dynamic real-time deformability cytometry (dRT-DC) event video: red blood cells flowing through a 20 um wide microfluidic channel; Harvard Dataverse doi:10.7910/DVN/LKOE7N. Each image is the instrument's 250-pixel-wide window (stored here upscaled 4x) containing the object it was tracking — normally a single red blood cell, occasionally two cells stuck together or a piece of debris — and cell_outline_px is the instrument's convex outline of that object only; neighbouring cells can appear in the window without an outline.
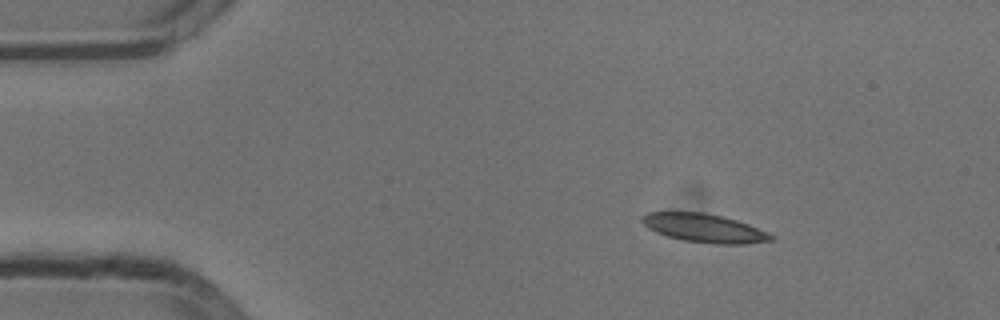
{"species": "common noctule bat (a hibernating species)", "species_latin": "Nyctalus noctula", "temperature_condition": "cold", "stored_images_in_passage": 47, "camera_frame_rate_fps": 3000, "um_per_image_px": 0.085, "animal": {"sex": "male", "body_mass_g": 13.3}, "frame": {"image": 1, "passage_image": 1, "time_ms": 0.0, "image_size_px": [1000, 320], "cell_outline_px": [[776, 236], [772, 240], [744, 244], [712, 244], [680, 240], [656, 232], [648, 228], [640, 220], [648, 212], [704, 212], [736, 220], [748, 224], [768, 232]], "centroid_in_image_um": [59.87, 19.4], "position_along_channel_um": 25.1, "area_um2": 21.44}}
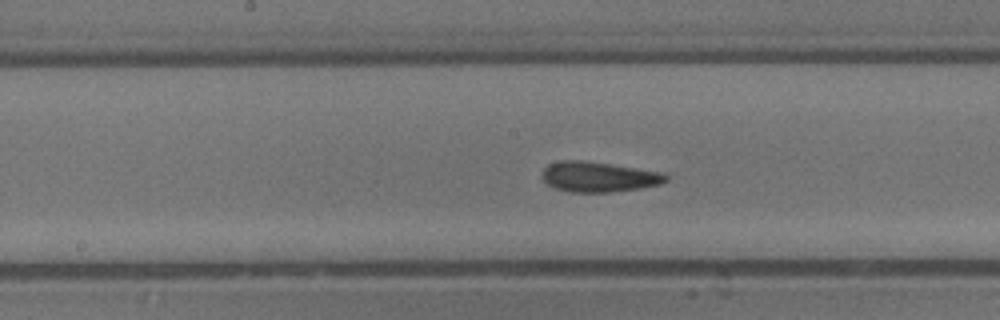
{"frame": {"image": 2, "passage_image": 20, "time_ms": 6.333, "image_size_px": [1000, 320], "cell_outline_px": [[668, 180], [660, 184], [640, 188], [608, 192], [572, 192], [556, 188], [548, 184], [540, 176], [544, 168], [548, 164], [560, 160], [580, 160], [664, 172], [668, 176]], "centroid_in_image_um": [50.88, 15.02], "position_along_channel_um": 197.3, "area_um2": 21.68}}
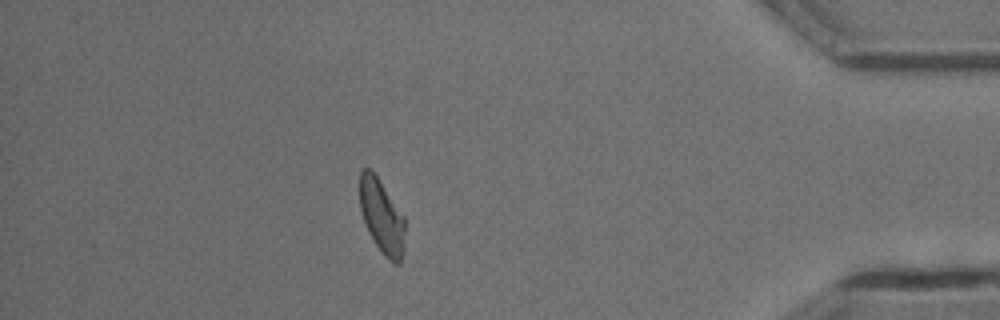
{"frame": {"image": 3, "passage_image": 40, "time_ms": 13.0, "image_size_px": [1000, 320], "cell_outline_px": [[404, 252], [400, 264], [396, 264], [388, 260], [380, 252], [368, 232], [364, 224], [360, 212], [360, 172], [364, 168], [368, 168], [376, 176], [404, 216]], "centroid_in_image_um": [32.44, 18.47], "position_along_channel_um": 402.8, "area_um2": 19.54}, "authors_computed_cell_mechanics": {"area_um2": 20.9814, "velocity_mm_per_s": 3.7897, "shape_relaxation_time_tau1_ms": 6.4559, "shape_relaxation_time_tau2_ms": 2.1131, "deformation_change_tau1": 0.1268, "deformation_change_tau2": 0.0719}}